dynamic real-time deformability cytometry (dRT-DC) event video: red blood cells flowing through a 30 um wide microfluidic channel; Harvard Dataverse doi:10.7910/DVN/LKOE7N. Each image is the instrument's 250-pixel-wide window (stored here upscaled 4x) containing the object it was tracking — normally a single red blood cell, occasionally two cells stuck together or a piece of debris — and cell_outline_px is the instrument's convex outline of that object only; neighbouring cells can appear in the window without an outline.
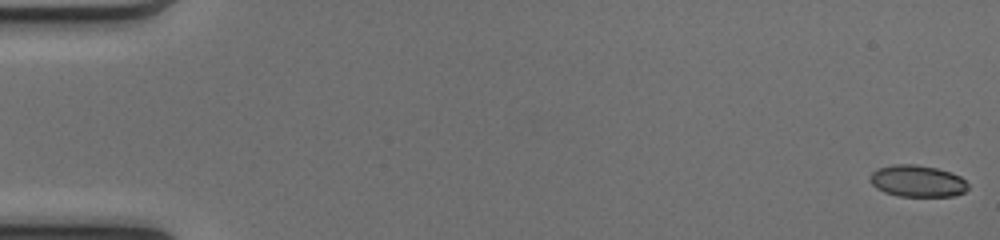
{"species": "common noctule bat (a hibernating species)", "species_latin": "Nyctalus noctula", "temperature_condition": "cold", "stored_images_in_passage": 52, "camera_frame_rate_fps": 3000, "um_per_image_px": 0.085, "animal": {"sex": "female", "body_mass_g": 17.0, "forearm_length_mm": 48.0}, "frame": {"image": 1, "passage_image": 1, "time_ms": 0.0, "image_size_px": [1000, 240], "cell_outline_px": [[968, 188], [964, 192], [952, 196], [900, 196], [884, 192], [876, 188], [868, 180], [872, 172], [876, 168], [892, 164], [916, 164], [936, 168], [952, 172], [960, 176], [968, 184]], "centroid_in_image_um": [77.95, 15.38], "position_along_channel_um": 7.1, "area_um2": 18.26}}
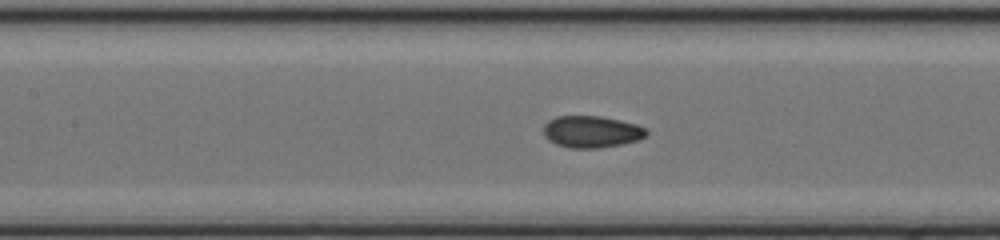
{"frame": {"image": 2, "passage_image": 24, "time_ms": 7.667, "image_size_px": [1000, 240], "cell_outline_px": [[648, 132], [644, 136], [636, 140], [620, 144], [596, 148], [568, 148], [556, 144], [548, 140], [544, 136], [544, 124], [548, 120], [556, 116], [600, 116], [620, 120], [636, 124], [644, 128]], "centroid_in_image_um": [50.22, 11.19], "position_along_channel_um": 157.2, "area_um2": 18.96}}
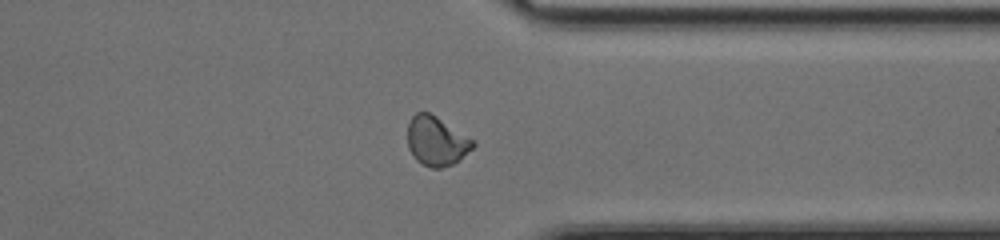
{"frame": {"image": 3, "passage_image": 40, "time_ms": 13.0, "image_size_px": [1000, 240], "cell_outline_px": [[476, 144], [472, 148], [452, 164], [440, 168], [432, 168], [420, 164], [412, 156], [408, 148], [408, 124], [412, 116], [416, 112], [428, 112], [436, 116], [472, 140]], "centroid_in_image_um": [37.04, 12.0], "position_along_channel_um": 374.4, "area_um2": 18.44}, "authors_computed_cell_mechanics": {"area_um2": 18.6694, "velocity_mm_per_s": 4.1345, "shape_relaxation_time_tau1_ms": null, "shape_relaxation_time_tau2_ms": 1.7913, "deformation_change_tau1": null, "deformation_change_tau2": 0.0576}}